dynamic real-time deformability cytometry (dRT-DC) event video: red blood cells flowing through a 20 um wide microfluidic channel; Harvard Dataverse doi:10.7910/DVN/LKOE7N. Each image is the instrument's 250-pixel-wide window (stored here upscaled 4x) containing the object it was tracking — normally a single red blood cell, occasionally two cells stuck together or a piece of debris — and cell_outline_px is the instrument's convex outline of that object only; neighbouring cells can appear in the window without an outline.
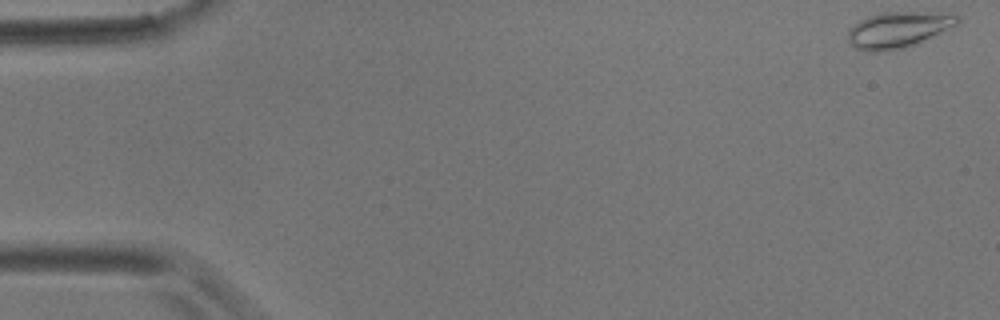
{"species": "common noctule bat (a hibernating species)", "species_latin": "Nyctalus noctula", "temperature_condition": "room temperature", "stored_images_in_passage": 56, "camera_frame_rate_fps": 3000, "um_per_image_px": 0.085, "animal": {"sex": "male", "body_mass_g": 17.9}, "frame": {"image": 1, "passage_image": 1, "time_ms": 0.0, "image_size_px": [1000, 320], "cell_outline_px": [[960, 20], [956, 24], [904, 48], [880, 52], [868, 52], [856, 48], [848, 40], [848, 32], [860, 20], [876, 12], [936, 12], [960, 16]], "centroid_in_image_um": [76.29, 2.51], "position_along_channel_um": 8.7, "area_um2": 22.48}}
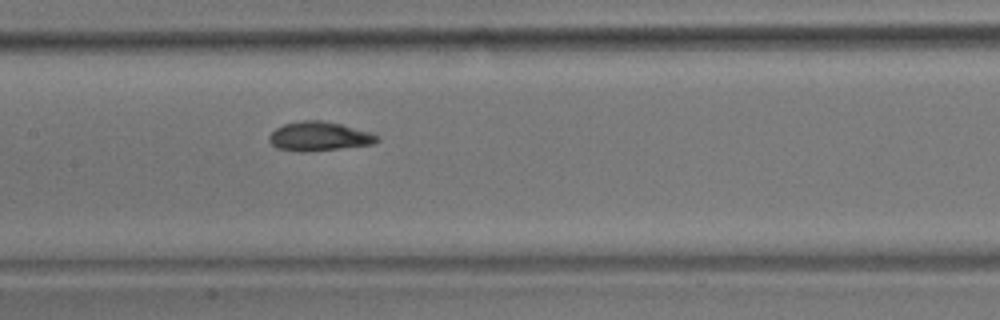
{"frame": {"image": 2, "passage_image": 27, "time_ms": 8.667, "image_size_px": [1000, 320], "cell_outline_px": [[380, 140], [372, 144], [340, 148], [304, 152], [300, 152], [276, 148], [268, 140], [268, 136], [276, 128], [284, 124], [304, 120], [320, 120], [340, 124], [368, 132], [380, 136]], "centroid_in_image_um": [27.09, 11.59], "position_along_channel_um": 180.3, "area_um2": 18.15}}
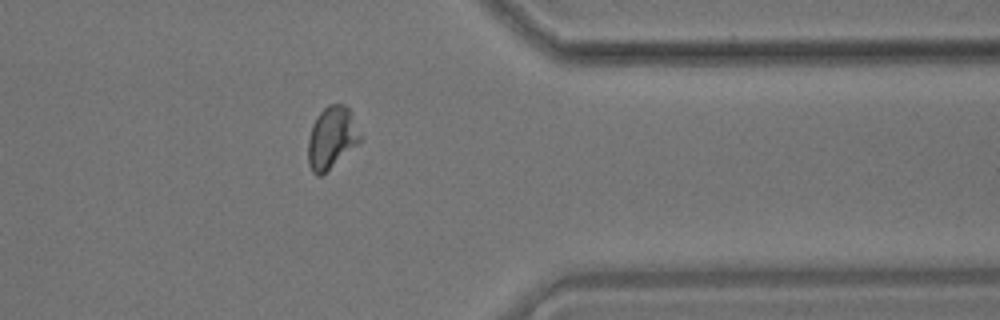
{"frame": {"image": 3, "passage_image": 45, "time_ms": 14.667, "image_size_px": [1000, 320], "cell_outline_px": [[360, 140], [356, 144], [320, 176], [316, 176], [312, 172], [308, 164], [308, 140], [312, 124], [316, 116], [328, 104], [344, 104], [348, 108], [360, 136]], "centroid_in_image_um": [28.13, 11.69], "position_along_channel_um": 383.3, "area_um2": 18.21}, "authors_computed_cell_mechanics": {"area_um2": 18.3226, "velocity_mm_per_s": 3.5768, "shape_relaxation_time_tau1_ms": 4.1096, "shape_relaxation_time_tau2_ms": 1.2887, "deformation_change_tau1": 0.1356, "deformation_change_tau2": 0.0537}}